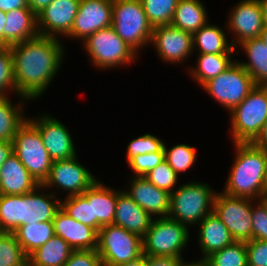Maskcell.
Masks as SVG:
<instances>
[{"label": "cell", "instance_id": "1", "mask_svg": "<svg viewBox=\"0 0 267 266\" xmlns=\"http://www.w3.org/2000/svg\"><path fill=\"white\" fill-rule=\"evenodd\" d=\"M9 47L17 96L21 101L39 98L61 67L65 47L60 39L42 35Z\"/></svg>", "mask_w": 267, "mask_h": 266}, {"label": "cell", "instance_id": "2", "mask_svg": "<svg viewBox=\"0 0 267 266\" xmlns=\"http://www.w3.org/2000/svg\"><path fill=\"white\" fill-rule=\"evenodd\" d=\"M235 159L223 193L253 200L267 197V152L253 143H234Z\"/></svg>", "mask_w": 267, "mask_h": 266}, {"label": "cell", "instance_id": "3", "mask_svg": "<svg viewBox=\"0 0 267 266\" xmlns=\"http://www.w3.org/2000/svg\"><path fill=\"white\" fill-rule=\"evenodd\" d=\"M42 190L46 189L39 185L27 194L0 195V232H14L22 225L52 221L61 207V199L53 191Z\"/></svg>", "mask_w": 267, "mask_h": 266}, {"label": "cell", "instance_id": "4", "mask_svg": "<svg viewBox=\"0 0 267 266\" xmlns=\"http://www.w3.org/2000/svg\"><path fill=\"white\" fill-rule=\"evenodd\" d=\"M217 192L202 182H188L170 193L169 218L186 225H198L213 211Z\"/></svg>", "mask_w": 267, "mask_h": 266}, {"label": "cell", "instance_id": "5", "mask_svg": "<svg viewBox=\"0 0 267 266\" xmlns=\"http://www.w3.org/2000/svg\"><path fill=\"white\" fill-rule=\"evenodd\" d=\"M229 113L233 143H252L267 121V86L256 85Z\"/></svg>", "mask_w": 267, "mask_h": 266}, {"label": "cell", "instance_id": "6", "mask_svg": "<svg viewBox=\"0 0 267 266\" xmlns=\"http://www.w3.org/2000/svg\"><path fill=\"white\" fill-rule=\"evenodd\" d=\"M112 27L137 54L139 49L150 44L153 26L141 0H113Z\"/></svg>", "mask_w": 267, "mask_h": 266}, {"label": "cell", "instance_id": "7", "mask_svg": "<svg viewBox=\"0 0 267 266\" xmlns=\"http://www.w3.org/2000/svg\"><path fill=\"white\" fill-rule=\"evenodd\" d=\"M13 152L39 183L47 180L53 160L45 148L39 130L28 120L17 129L13 138Z\"/></svg>", "mask_w": 267, "mask_h": 266}, {"label": "cell", "instance_id": "8", "mask_svg": "<svg viewBox=\"0 0 267 266\" xmlns=\"http://www.w3.org/2000/svg\"><path fill=\"white\" fill-rule=\"evenodd\" d=\"M189 228L169 217H156L142 238L143 254L182 257L189 241Z\"/></svg>", "mask_w": 267, "mask_h": 266}, {"label": "cell", "instance_id": "9", "mask_svg": "<svg viewBox=\"0 0 267 266\" xmlns=\"http://www.w3.org/2000/svg\"><path fill=\"white\" fill-rule=\"evenodd\" d=\"M96 250L103 266H118L143 255L142 238L120 226L105 225L98 231Z\"/></svg>", "mask_w": 267, "mask_h": 266}, {"label": "cell", "instance_id": "10", "mask_svg": "<svg viewBox=\"0 0 267 266\" xmlns=\"http://www.w3.org/2000/svg\"><path fill=\"white\" fill-rule=\"evenodd\" d=\"M90 60L98 69H110L131 64L137 53L131 49L115 32L112 26L89 35L83 42Z\"/></svg>", "mask_w": 267, "mask_h": 266}, {"label": "cell", "instance_id": "11", "mask_svg": "<svg viewBox=\"0 0 267 266\" xmlns=\"http://www.w3.org/2000/svg\"><path fill=\"white\" fill-rule=\"evenodd\" d=\"M256 85L243 66L234 60L228 69L210 79L202 88L231 112Z\"/></svg>", "mask_w": 267, "mask_h": 266}, {"label": "cell", "instance_id": "12", "mask_svg": "<svg viewBox=\"0 0 267 266\" xmlns=\"http://www.w3.org/2000/svg\"><path fill=\"white\" fill-rule=\"evenodd\" d=\"M253 199L216 193L213 212L228 228L235 241L252 240L251 209Z\"/></svg>", "mask_w": 267, "mask_h": 266}, {"label": "cell", "instance_id": "13", "mask_svg": "<svg viewBox=\"0 0 267 266\" xmlns=\"http://www.w3.org/2000/svg\"><path fill=\"white\" fill-rule=\"evenodd\" d=\"M77 158L75 156L71 159L53 161L49 177L42 186L46 189L58 187L63 191H69L66 197L80 195L89 189L97 178L81 165Z\"/></svg>", "mask_w": 267, "mask_h": 266}, {"label": "cell", "instance_id": "14", "mask_svg": "<svg viewBox=\"0 0 267 266\" xmlns=\"http://www.w3.org/2000/svg\"><path fill=\"white\" fill-rule=\"evenodd\" d=\"M113 0H80L69 38L83 42L89 35L112 26Z\"/></svg>", "mask_w": 267, "mask_h": 266}, {"label": "cell", "instance_id": "15", "mask_svg": "<svg viewBox=\"0 0 267 266\" xmlns=\"http://www.w3.org/2000/svg\"><path fill=\"white\" fill-rule=\"evenodd\" d=\"M150 43L155 46L158 56L166 63L184 62L194 52L192 33L171 24L154 27Z\"/></svg>", "mask_w": 267, "mask_h": 266}, {"label": "cell", "instance_id": "16", "mask_svg": "<svg viewBox=\"0 0 267 266\" xmlns=\"http://www.w3.org/2000/svg\"><path fill=\"white\" fill-rule=\"evenodd\" d=\"M227 28L236 38L229 40L236 49L237 44L259 38L264 28L263 14L259 0H241L234 5L227 18ZM236 40V41H235Z\"/></svg>", "mask_w": 267, "mask_h": 266}, {"label": "cell", "instance_id": "17", "mask_svg": "<svg viewBox=\"0 0 267 266\" xmlns=\"http://www.w3.org/2000/svg\"><path fill=\"white\" fill-rule=\"evenodd\" d=\"M41 134L42 142L53 161L71 159L77 156L72 135L67 127L49 114L38 119L27 118Z\"/></svg>", "mask_w": 267, "mask_h": 266}, {"label": "cell", "instance_id": "18", "mask_svg": "<svg viewBox=\"0 0 267 266\" xmlns=\"http://www.w3.org/2000/svg\"><path fill=\"white\" fill-rule=\"evenodd\" d=\"M80 0H53L37 14L39 35L59 38L67 36L73 26Z\"/></svg>", "mask_w": 267, "mask_h": 266}, {"label": "cell", "instance_id": "19", "mask_svg": "<svg viewBox=\"0 0 267 266\" xmlns=\"http://www.w3.org/2000/svg\"><path fill=\"white\" fill-rule=\"evenodd\" d=\"M129 182L127 193L136 204L149 213L152 217H168L170 209V193L157 188L144 176H134Z\"/></svg>", "mask_w": 267, "mask_h": 266}, {"label": "cell", "instance_id": "20", "mask_svg": "<svg viewBox=\"0 0 267 266\" xmlns=\"http://www.w3.org/2000/svg\"><path fill=\"white\" fill-rule=\"evenodd\" d=\"M55 235L64 239L73 250L97 249L98 233L70 217L61 207L52 220Z\"/></svg>", "mask_w": 267, "mask_h": 266}, {"label": "cell", "instance_id": "21", "mask_svg": "<svg viewBox=\"0 0 267 266\" xmlns=\"http://www.w3.org/2000/svg\"><path fill=\"white\" fill-rule=\"evenodd\" d=\"M153 218L136 204L127 193L118 189L114 225L120 226L143 238L150 228Z\"/></svg>", "mask_w": 267, "mask_h": 266}, {"label": "cell", "instance_id": "22", "mask_svg": "<svg viewBox=\"0 0 267 266\" xmlns=\"http://www.w3.org/2000/svg\"><path fill=\"white\" fill-rule=\"evenodd\" d=\"M39 185L14 153L3 163L0 170V195L27 194Z\"/></svg>", "mask_w": 267, "mask_h": 266}, {"label": "cell", "instance_id": "23", "mask_svg": "<svg viewBox=\"0 0 267 266\" xmlns=\"http://www.w3.org/2000/svg\"><path fill=\"white\" fill-rule=\"evenodd\" d=\"M82 195L88 202H92L93 229L97 233L102 226L113 224L118 190L115 191L97 180Z\"/></svg>", "mask_w": 267, "mask_h": 266}, {"label": "cell", "instance_id": "24", "mask_svg": "<svg viewBox=\"0 0 267 266\" xmlns=\"http://www.w3.org/2000/svg\"><path fill=\"white\" fill-rule=\"evenodd\" d=\"M6 25L3 29V43L11 46L39 35L37 14L30 8H18L6 12Z\"/></svg>", "mask_w": 267, "mask_h": 266}, {"label": "cell", "instance_id": "25", "mask_svg": "<svg viewBox=\"0 0 267 266\" xmlns=\"http://www.w3.org/2000/svg\"><path fill=\"white\" fill-rule=\"evenodd\" d=\"M198 226L199 247L203 255L200 259H206L212 253L235 241L228 228L213 211Z\"/></svg>", "mask_w": 267, "mask_h": 266}, {"label": "cell", "instance_id": "26", "mask_svg": "<svg viewBox=\"0 0 267 266\" xmlns=\"http://www.w3.org/2000/svg\"><path fill=\"white\" fill-rule=\"evenodd\" d=\"M227 35L216 25L208 22L198 31L192 34L193 50H199V54H233L236 49L232 43H228Z\"/></svg>", "mask_w": 267, "mask_h": 266}, {"label": "cell", "instance_id": "27", "mask_svg": "<svg viewBox=\"0 0 267 266\" xmlns=\"http://www.w3.org/2000/svg\"><path fill=\"white\" fill-rule=\"evenodd\" d=\"M248 57V62L238 61L257 85L267 86V45L260 38L244 41L238 45Z\"/></svg>", "mask_w": 267, "mask_h": 266}, {"label": "cell", "instance_id": "28", "mask_svg": "<svg viewBox=\"0 0 267 266\" xmlns=\"http://www.w3.org/2000/svg\"><path fill=\"white\" fill-rule=\"evenodd\" d=\"M205 7L200 0H179L171 25L193 34L208 21Z\"/></svg>", "mask_w": 267, "mask_h": 266}, {"label": "cell", "instance_id": "29", "mask_svg": "<svg viewBox=\"0 0 267 266\" xmlns=\"http://www.w3.org/2000/svg\"><path fill=\"white\" fill-rule=\"evenodd\" d=\"M72 251L64 239L54 235L28 256V266H62Z\"/></svg>", "mask_w": 267, "mask_h": 266}, {"label": "cell", "instance_id": "30", "mask_svg": "<svg viewBox=\"0 0 267 266\" xmlns=\"http://www.w3.org/2000/svg\"><path fill=\"white\" fill-rule=\"evenodd\" d=\"M13 234L28 257L33 251L45 244L54 235L52 221L33 223L18 227Z\"/></svg>", "mask_w": 267, "mask_h": 266}, {"label": "cell", "instance_id": "31", "mask_svg": "<svg viewBox=\"0 0 267 266\" xmlns=\"http://www.w3.org/2000/svg\"><path fill=\"white\" fill-rule=\"evenodd\" d=\"M232 61L231 54H198L197 66L190 69V75L203 86L210 79L228 69Z\"/></svg>", "mask_w": 267, "mask_h": 266}, {"label": "cell", "instance_id": "32", "mask_svg": "<svg viewBox=\"0 0 267 266\" xmlns=\"http://www.w3.org/2000/svg\"><path fill=\"white\" fill-rule=\"evenodd\" d=\"M12 103L9 96L0 97V141H13L17 129L27 119L23 114L24 102L18 105Z\"/></svg>", "mask_w": 267, "mask_h": 266}, {"label": "cell", "instance_id": "33", "mask_svg": "<svg viewBox=\"0 0 267 266\" xmlns=\"http://www.w3.org/2000/svg\"><path fill=\"white\" fill-rule=\"evenodd\" d=\"M205 260L209 266H248L246 242L234 241Z\"/></svg>", "mask_w": 267, "mask_h": 266}, {"label": "cell", "instance_id": "34", "mask_svg": "<svg viewBox=\"0 0 267 266\" xmlns=\"http://www.w3.org/2000/svg\"><path fill=\"white\" fill-rule=\"evenodd\" d=\"M0 266H28V257L13 232H0Z\"/></svg>", "mask_w": 267, "mask_h": 266}, {"label": "cell", "instance_id": "35", "mask_svg": "<svg viewBox=\"0 0 267 266\" xmlns=\"http://www.w3.org/2000/svg\"><path fill=\"white\" fill-rule=\"evenodd\" d=\"M179 0H141L144 12L154 27L169 25Z\"/></svg>", "mask_w": 267, "mask_h": 266}, {"label": "cell", "instance_id": "36", "mask_svg": "<svg viewBox=\"0 0 267 266\" xmlns=\"http://www.w3.org/2000/svg\"><path fill=\"white\" fill-rule=\"evenodd\" d=\"M196 148L186 144H177L168 150L164 144V158L169 166L179 176L189 170L196 160Z\"/></svg>", "mask_w": 267, "mask_h": 266}, {"label": "cell", "instance_id": "37", "mask_svg": "<svg viewBox=\"0 0 267 266\" xmlns=\"http://www.w3.org/2000/svg\"><path fill=\"white\" fill-rule=\"evenodd\" d=\"M61 208L76 221L93 228L92 202L82 194L61 200Z\"/></svg>", "mask_w": 267, "mask_h": 266}, {"label": "cell", "instance_id": "38", "mask_svg": "<svg viewBox=\"0 0 267 266\" xmlns=\"http://www.w3.org/2000/svg\"><path fill=\"white\" fill-rule=\"evenodd\" d=\"M164 152V143L152 134H144L131 140L127 146V162L137 155Z\"/></svg>", "mask_w": 267, "mask_h": 266}, {"label": "cell", "instance_id": "39", "mask_svg": "<svg viewBox=\"0 0 267 266\" xmlns=\"http://www.w3.org/2000/svg\"><path fill=\"white\" fill-rule=\"evenodd\" d=\"M144 177L157 188L166 190L169 193L175 190L174 187L178 183V175L165 160L149 171Z\"/></svg>", "mask_w": 267, "mask_h": 266}, {"label": "cell", "instance_id": "40", "mask_svg": "<svg viewBox=\"0 0 267 266\" xmlns=\"http://www.w3.org/2000/svg\"><path fill=\"white\" fill-rule=\"evenodd\" d=\"M17 94L14 82V65L12 51L9 46L0 50V97L8 96L7 90Z\"/></svg>", "mask_w": 267, "mask_h": 266}, {"label": "cell", "instance_id": "41", "mask_svg": "<svg viewBox=\"0 0 267 266\" xmlns=\"http://www.w3.org/2000/svg\"><path fill=\"white\" fill-rule=\"evenodd\" d=\"M258 202L251 209L252 239L267 241V197Z\"/></svg>", "mask_w": 267, "mask_h": 266}, {"label": "cell", "instance_id": "42", "mask_svg": "<svg viewBox=\"0 0 267 266\" xmlns=\"http://www.w3.org/2000/svg\"><path fill=\"white\" fill-rule=\"evenodd\" d=\"M164 160V152H154L135 156L128 162V166L134 171V176H145Z\"/></svg>", "mask_w": 267, "mask_h": 266}, {"label": "cell", "instance_id": "43", "mask_svg": "<svg viewBox=\"0 0 267 266\" xmlns=\"http://www.w3.org/2000/svg\"><path fill=\"white\" fill-rule=\"evenodd\" d=\"M248 266H267V241L252 239L246 242Z\"/></svg>", "mask_w": 267, "mask_h": 266}, {"label": "cell", "instance_id": "44", "mask_svg": "<svg viewBox=\"0 0 267 266\" xmlns=\"http://www.w3.org/2000/svg\"><path fill=\"white\" fill-rule=\"evenodd\" d=\"M62 266H103L97 250H73Z\"/></svg>", "mask_w": 267, "mask_h": 266}, {"label": "cell", "instance_id": "45", "mask_svg": "<svg viewBox=\"0 0 267 266\" xmlns=\"http://www.w3.org/2000/svg\"><path fill=\"white\" fill-rule=\"evenodd\" d=\"M183 257L145 255V266H181Z\"/></svg>", "mask_w": 267, "mask_h": 266}, {"label": "cell", "instance_id": "46", "mask_svg": "<svg viewBox=\"0 0 267 266\" xmlns=\"http://www.w3.org/2000/svg\"><path fill=\"white\" fill-rule=\"evenodd\" d=\"M18 8H29L27 0H0V11L8 12Z\"/></svg>", "mask_w": 267, "mask_h": 266}, {"label": "cell", "instance_id": "47", "mask_svg": "<svg viewBox=\"0 0 267 266\" xmlns=\"http://www.w3.org/2000/svg\"><path fill=\"white\" fill-rule=\"evenodd\" d=\"M13 141H0V170L3 163L13 154Z\"/></svg>", "mask_w": 267, "mask_h": 266}, {"label": "cell", "instance_id": "48", "mask_svg": "<svg viewBox=\"0 0 267 266\" xmlns=\"http://www.w3.org/2000/svg\"><path fill=\"white\" fill-rule=\"evenodd\" d=\"M252 143L267 152V121L263 124L260 134Z\"/></svg>", "mask_w": 267, "mask_h": 266}, {"label": "cell", "instance_id": "49", "mask_svg": "<svg viewBox=\"0 0 267 266\" xmlns=\"http://www.w3.org/2000/svg\"><path fill=\"white\" fill-rule=\"evenodd\" d=\"M53 0H27L28 7L38 14L47 5H49Z\"/></svg>", "mask_w": 267, "mask_h": 266}, {"label": "cell", "instance_id": "50", "mask_svg": "<svg viewBox=\"0 0 267 266\" xmlns=\"http://www.w3.org/2000/svg\"><path fill=\"white\" fill-rule=\"evenodd\" d=\"M118 266H145V255L143 254L141 257H139L133 261L122 263Z\"/></svg>", "mask_w": 267, "mask_h": 266}, {"label": "cell", "instance_id": "51", "mask_svg": "<svg viewBox=\"0 0 267 266\" xmlns=\"http://www.w3.org/2000/svg\"><path fill=\"white\" fill-rule=\"evenodd\" d=\"M6 12L0 11V40L3 42V29L6 25Z\"/></svg>", "mask_w": 267, "mask_h": 266}, {"label": "cell", "instance_id": "52", "mask_svg": "<svg viewBox=\"0 0 267 266\" xmlns=\"http://www.w3.org/2000/svg\"><path fill=\"white\" fill-rule=\"evenodd\" d=\"M181 266H209V264L207 263V261L205 259H199L198 261H192L190 263L189 262H185L183 261Z\"/></svg>", "mask_w": 267, "mask_h": 266}, {"label": "cell", "instance_id": "53", "mask_svg": "<svg viewBox=\"0 0 267 266\" xmlns=\"http://www.w3.org/2000/svg\"><path fill=\"white\" fill-rule=\"evenodd\" d=\"M259 2L263 14L264 26H267V0H259Z\"/></svg>", "mask_w": 267, "mask_h": 266}, {"label": "cell", "instance_id": "54", "mask_svg": "<svg viewBox=\"0 0 267 266\" xmlns=\"http://www.w3.org/2000/svg\"><path fill=\"white\" fill-rule=\"evenodd\" d=\"M259 38L267 45V26H264Z\"/></svg>", "mask_w": 267, "mask_h": 266}, {"label": "cell", "instance_id": "55", "mask_svg": "<svg viewBox=\"0 0 267 266\" xmlns=\"http://www.w3.org/2000/svg\"><path fill=\"white\" fill-rule=\"evenodd\" d=\"M7 46L0 40V50L6 48Z\"/></svg>", "mask_w": 267, "mask_h": 266}]
</instances>
